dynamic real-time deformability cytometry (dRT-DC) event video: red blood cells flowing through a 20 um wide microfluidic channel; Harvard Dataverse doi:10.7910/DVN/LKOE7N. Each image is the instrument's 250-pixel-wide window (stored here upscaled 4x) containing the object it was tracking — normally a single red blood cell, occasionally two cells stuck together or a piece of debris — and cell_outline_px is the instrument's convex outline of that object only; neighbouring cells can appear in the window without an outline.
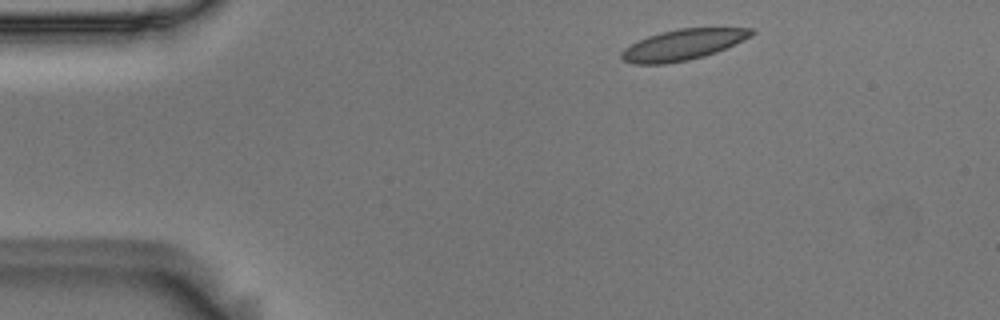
{"species": "Egyptian fruit bat (a non-hibernating species)", "species_latin": "Rousettus aegyptiacus", "temperature_condition": "room temperature", "stored_images_in_passage": 3, "camera_frame_rate_fps": 3000, "um_per_image_px": 0.085, "animal": {"sex": "male"}, "frame": {"image": 1, "passage_image": 1, "time_ms": 0.0, "image_size_px": [1000, 320], "cell_outline_px": [[756, 32], [752, 36], [744, 40], [716, 52], [704, 56], [688, 60], [664, 64], [632, 64], [620, 60], [620, 52], [624, 48], [648, 36], [660, 32], [680, 28], [756, 28]], "centroid_in_image_um": [58.04, 3.8], "position_along_channel_um": 27.0, "area_um2": 23.41}}